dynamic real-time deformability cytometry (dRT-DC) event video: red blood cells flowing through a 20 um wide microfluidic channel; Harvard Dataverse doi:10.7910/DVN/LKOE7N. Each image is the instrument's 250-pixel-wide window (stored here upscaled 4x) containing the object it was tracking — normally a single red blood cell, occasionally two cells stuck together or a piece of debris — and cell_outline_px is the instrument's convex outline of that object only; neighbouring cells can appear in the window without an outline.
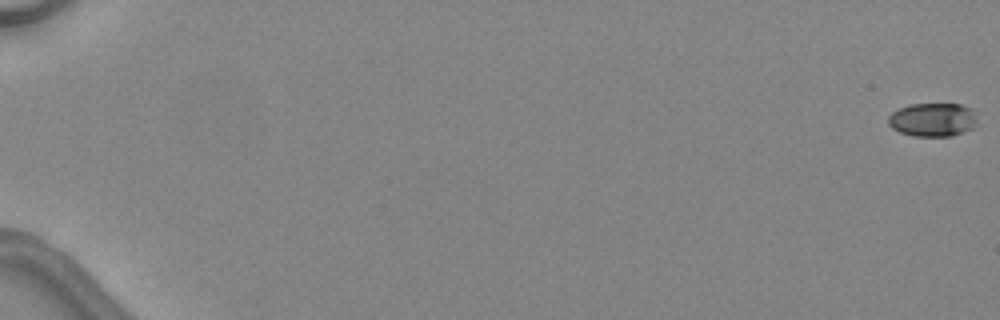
{"species": "common noctule bat (a hibernating species)", "species_latin": "Nyctalus noctula", "temperature_condition": "warm", "stored_images_in_passage": 5, "camera_frame_rate_fps": 3000, "um_per_image_px": 0.085, "animal": {"sex": "female", "body_mass_g": 24.6, "forearm_length_mm": 56.2}, "frame": {"image": 1, "passage_image": 1, "time_ms": 0.0, "image_size_px": [1000, 320], "cell_outline_px": [[976, 116], [972, 128], [964, 132], [952, 136], [912, 136], [900, 132], [892, 128], [888, 124], [888, 116], [892, 112], [900, 108], [912, 104], [960, 104], [972, 108]], "centroid_in_image_um": [79.26, 10.17], "position_along_channel_um": 5.7, "area_um2": 17.4}}
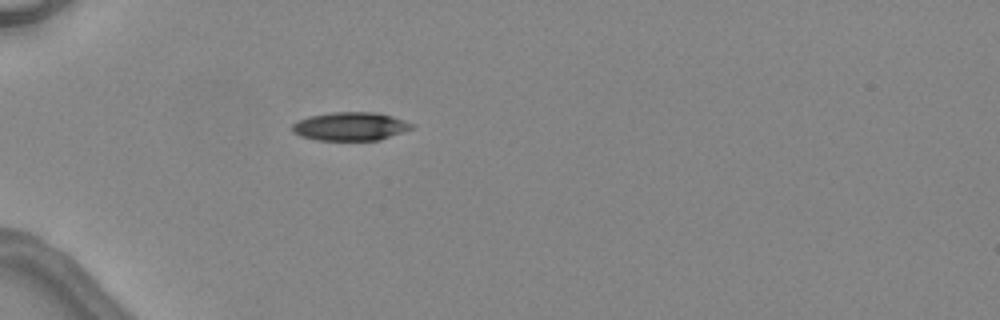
{"frame": {"image": 2, "passage_image": 5, "time_ms": 5.667, "image_size_px": [1000, 320], "cell_outline_px": [[416, 124], [412, 128], [380, 140], [316, 140], [300, 136], [292, 132], [292, 124], [296, 120], [308, 116], [332, 112], [376, 112], [392, 116]], "centroid_in_image_um": [29.75, 10.73], "position_along_channel_um": 55.3, "area_um2": 19.94}}